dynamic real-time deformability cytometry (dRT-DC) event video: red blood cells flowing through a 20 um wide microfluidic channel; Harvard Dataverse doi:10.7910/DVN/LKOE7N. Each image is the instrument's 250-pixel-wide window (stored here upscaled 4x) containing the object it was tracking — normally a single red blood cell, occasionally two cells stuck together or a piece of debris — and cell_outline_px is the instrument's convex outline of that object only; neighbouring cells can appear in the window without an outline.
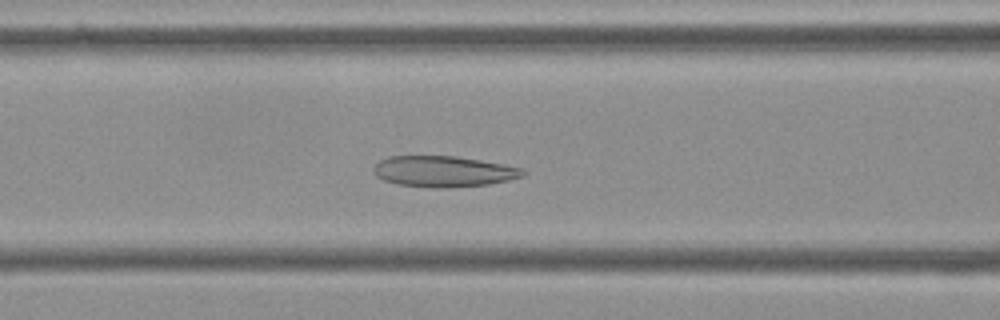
{"species": "Egyptian fruit bat (a non-hibernating species)", "species_latin": "Rousettus aegyptiacus", "temperature_condition": "cold", "stored_images_in_passage": 55, "camera_frame_rate_fps": 3000, "um_per_image_px": 0.085, "frame": {"image": 1, "passage_image": 22, "time_ms": 7.0, "image_size_px": [1000, 320], "cell_outline_px": [[528, 172], [524, 176], [508, 180], [488, 184], [396, 184], [384, 180], [376, 176], [376, 164], [380, 160], [388, 156], [456, 156], [504, 164], [524, 168]], "centroid_in_image_um": [37.77, 14.5], "position_along_channel_um": 128.8, "area_um2": 25.43}}
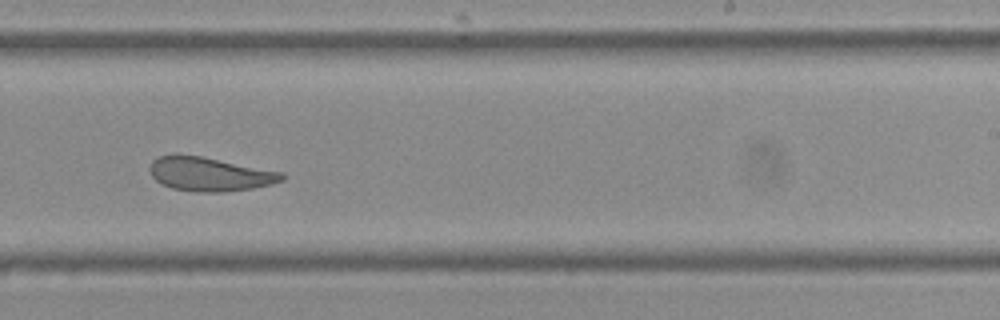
{"frame": {"image": 2, "passage_image": 34, "time_ms": 11.0, "image_size_px": [1000, 320], "cell_outline_px": [[288, 176], [284, 180], [272, 184], [252, 188], [224, 192], [196, 192], [172, 188], [156, 180], [152, 176], [148, 168], [152, 160], [156, 156], [176, 152], [200, 156], [284, 172]], "centroid_in_image_um": [17.81, 14.77], "position_along_channel_um": 271.2, "area_um2": 26.59}}
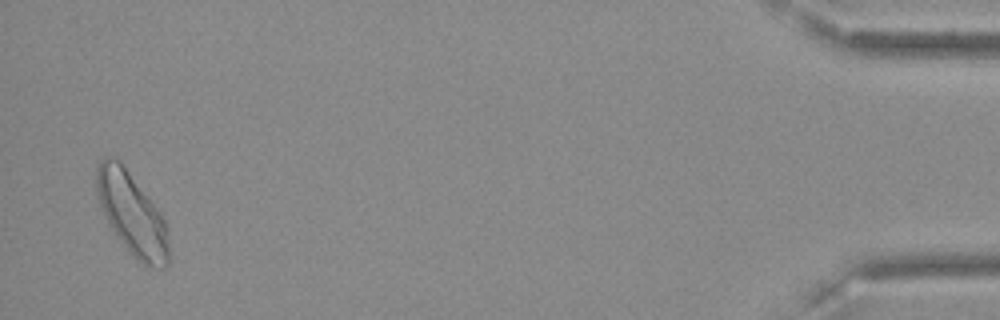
{"frame": {"image": 3, "passage_image": 54, "time_ms": 17.667, "image_size_px": [1000, 320], "cell_outline_px": [[168, 264], [164, 268], [148, 268], [116, 236], [108, 224], [104, 216], [96, 196], [96, 168], [100, 160], [104, 156], [108, 156], [120, 160], [160, 212], [164, 220], [168, 248]], "centroid_in_image_um": [11.16, 18.13], "position_along_channel_um": 424.0, "area_um2": 34.22}, "authors_computed_cell_mechanics": {"area_um2": 28.5532, "velocity_mm_per_s": 3.5634, "shape_relaxation_time_tau1_ms": null, "shape_relaxation_time_tau2_ms": 3.3252, "deformation_change_tau1": null, "deformation_change_tau2": 0.1004}}